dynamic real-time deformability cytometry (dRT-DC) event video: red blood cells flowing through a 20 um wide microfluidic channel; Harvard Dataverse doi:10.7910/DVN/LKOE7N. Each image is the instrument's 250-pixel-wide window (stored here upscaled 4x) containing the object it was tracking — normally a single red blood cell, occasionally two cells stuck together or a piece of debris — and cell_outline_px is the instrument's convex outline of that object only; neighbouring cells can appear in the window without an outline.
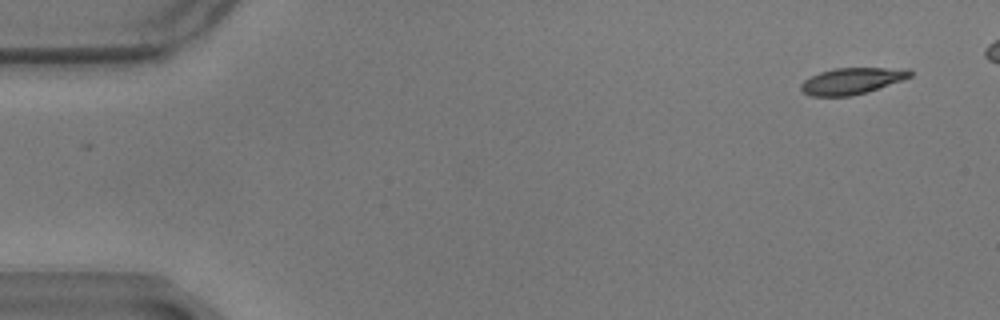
{"species": "common noctule bat (a hibernating species)", "species_latin": "Nyctalus noctula", "temperature_condition": "warm", "stored_images_in_passage": 12, "camera_frame_rate_fps": 3000, "um_per_image_px": 0.085, "animal": {"sex": "male", "body_mass_g": 17.9}, "frame": {"image": 1, "passage_image": 1, "time_ms": 0.0, "image_size_px": [1000, 320], "cell_outline_px": [[912, 76], [868, 92], [852, 96], [812, 96], [804, 92], [800, 88], [800, 84], [804, 80], [820, 72], [836, 68], [908, 68], [912, 72]], "centroid_in_image_um": [72.42, 6.88], "position_along_channel_um": 12.6, "area_um2": 16.7}}